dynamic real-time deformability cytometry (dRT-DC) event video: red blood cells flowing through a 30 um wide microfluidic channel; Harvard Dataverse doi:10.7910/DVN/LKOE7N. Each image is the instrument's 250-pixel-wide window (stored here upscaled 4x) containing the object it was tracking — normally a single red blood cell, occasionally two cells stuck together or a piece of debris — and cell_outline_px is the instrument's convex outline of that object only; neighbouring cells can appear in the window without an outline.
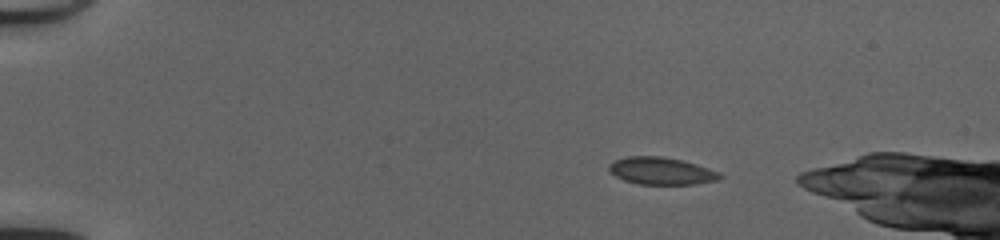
{"species": "common noctule bat (a hibernating species)", "species_latin": "Nyctalus noctula", "temperature_condition": "cold", "stored_images_in_passage": 40, "camera_frame_rate_fps": 3000, "um_per_image_px": 0.085, "animal": {"sex": "female", "body_mass_g": 20.0, "forearm_length_mm": 54.0}, "frame": {"image": 1, "passage_image": 1, "time_ms": 0.0, "image_size_px": [1000, 240], "cell_outline_px": [[724, 176], [716, 180], [696, 184], [640, 184], [624, 180], [616, 176], [608, 168], [608, 164], [616, 160], [628, 156], [660, 156], [680, 160], [696, 164], [716, 172]], "centroid_in_image_um": [56.18, 14.53], "position_along_channel_um": 28.8, "area_um2": 17.28}}
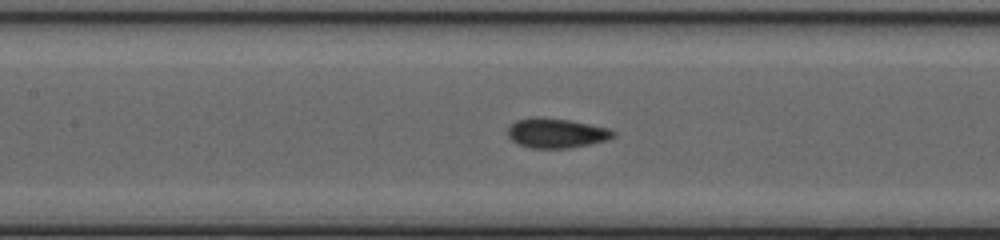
{"frame": {"image": 2, "passage_image": 17, "time_ms": 5.333, "image_size_px": [1000, 240], "cell_outline_px": [[616, 136], [604, 140], [588, 144], [568, 148], [532, 148], [516, 144], [508, 136], [508, 128], [516, 120], [536, 116], [568, 120], [608, 128], [616, 132]], "centroid_in_image_um": [47.25, 11.31], "position_along_channel_um": 160.1, "area_um2": 18.09}}
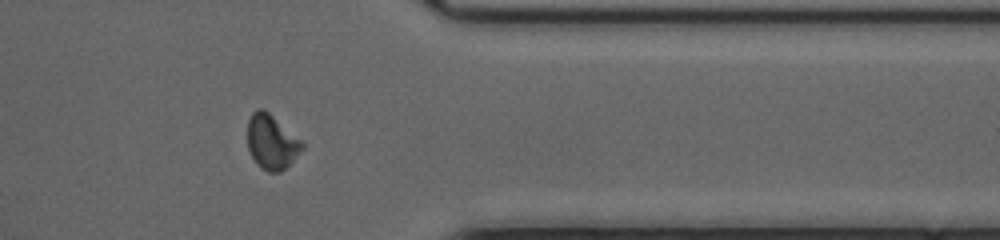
{"frame": {"image": 3, "passage_image": 34, "time_ms": 11.0, "image_size_px": [1000, 240], "cell_outline_px": [[304, 148], [280, 172], [268, 172], [260, 168], [256, 164], [248, 148], [248, 120], [252, 112], [256, 108], [264, 108], [304, 140]], "centroid_in_image_um": [23.1, 12.03], "position_along_channel_um": 388.3, "area_um2": 17.69}}